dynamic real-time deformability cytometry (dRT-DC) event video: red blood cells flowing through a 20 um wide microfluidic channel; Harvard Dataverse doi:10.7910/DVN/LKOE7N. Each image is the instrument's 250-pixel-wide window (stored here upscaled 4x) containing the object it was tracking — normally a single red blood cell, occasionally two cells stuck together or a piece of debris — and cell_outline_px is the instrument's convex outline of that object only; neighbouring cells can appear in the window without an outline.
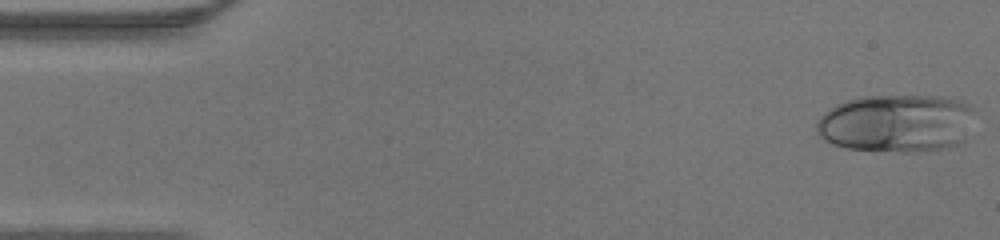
{"species": "human", "species_latin": "Homo sapiens", "temperature_condition": "warm", "stored_images_in_passage": 46, "camera_frame_rate_fps": 3000, "um_per_image_px": 0.085, "donor": {"sex": "male"}, "frame": {"image": 1, "passage_image": 1, "time_ms": 0.0, "image_size_px": [1000, 240], "cell_outline_px": [[976, 112], [972, 136], [968, 140], [960, 144], [948, 148], [916, 152], [904, 152], [848, 148], [824, 140], [816, 132], [816, 120], [824, 112], [836, 104], [860, 96], [936, 96], [956, 100], [968, 104]], "centroid_in_image_um": [76.3, 10.49], "position_along_channel_um": 8.7, "area_um2": 54.45}}
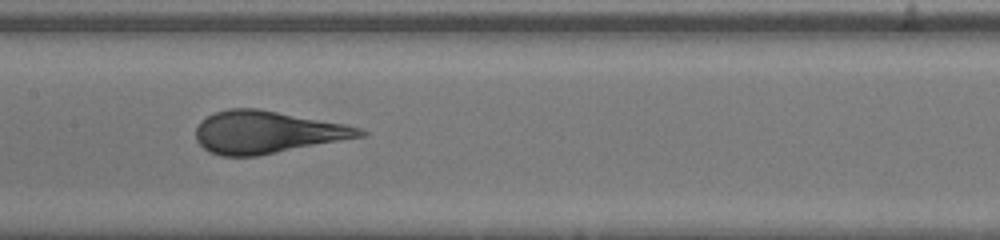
{"frame": {"image": 2, "passage_image": 22, "time_ms": 7.0, "image_size_px": [1000, 240], "cell_outline_px": [[368, 136], [256, 156], [220, 156], [208, 152], [196, 140], [196, 128], [200, 120], [216, 112], [228, 108], [260, 108], [348, 124], [360, 128], [368, 132]], "centroid_in_image_um": [22.74, 11.23], "position_along_channel_um": 184.7, "area_um2": 41.04}}
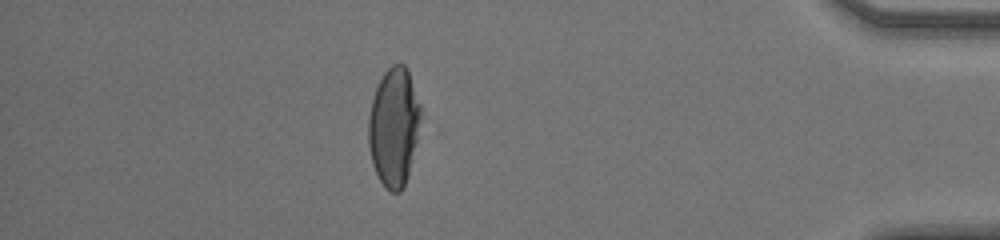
{"frame": {"image": 3, "passage_image": 40, "time_ms": 13.0, "image_size_px": [1000, 240], "cell_outline_px": [[420, 116], [416, 140], [408, 176], [404, 188], [400, 192], [392, 192], [384, 188], [372, 164], [368, 144], [368, 120], [372, 100], [376, 88], [384, 72], [392, 64], [404, 64], [408, 68], [420, 104]], "centroid_in_image_um": [33.46, 10.79], "position_along_channel_um": 401.7, "area_um2": 36.01}}